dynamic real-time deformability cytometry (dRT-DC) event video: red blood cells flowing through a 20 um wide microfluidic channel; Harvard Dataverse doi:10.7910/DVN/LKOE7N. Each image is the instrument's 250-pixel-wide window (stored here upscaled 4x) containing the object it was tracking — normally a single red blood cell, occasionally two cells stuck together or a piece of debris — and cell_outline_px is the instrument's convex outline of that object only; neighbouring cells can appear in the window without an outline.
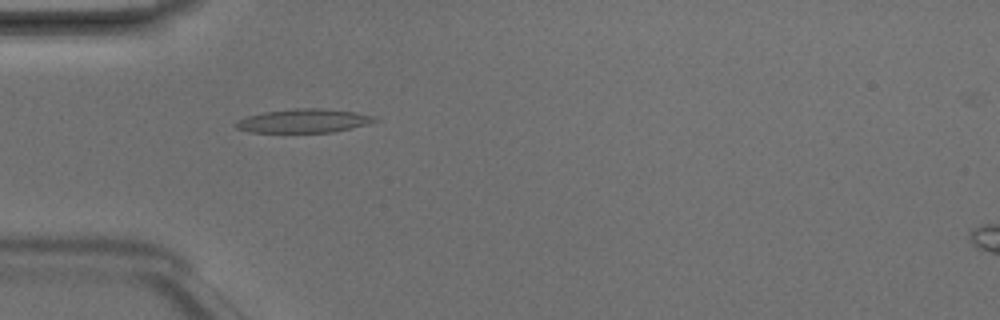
{"species": "Egyptian fruit bat (a non-hibernating species)", "species_latin": "Rousettus aegyptiacus", "temperature_condition": "room temperature", "stored_images_in_passage": 4, "camera_frame_rate_fps": 3000, "um_per_image_px": 0.085, "animal": {"sex": "male"}, "frame": {"image": 1, "passage_image": 4, "time_ms": 1.0, "image_size_px": [1000, 320], "cell_outline_px": [[380, 120], [368, 124], [332, 132], [248, 132], [236, 128], [232, 124], [236, 120], [248, 116], [264, 112], [296, 108], [320, 108], [356, 112], [376, 116]], "centroid_in_image_um": [25.81, 10.27], "position_along_channel_um": 59.2, "area_um2": 19.31}}